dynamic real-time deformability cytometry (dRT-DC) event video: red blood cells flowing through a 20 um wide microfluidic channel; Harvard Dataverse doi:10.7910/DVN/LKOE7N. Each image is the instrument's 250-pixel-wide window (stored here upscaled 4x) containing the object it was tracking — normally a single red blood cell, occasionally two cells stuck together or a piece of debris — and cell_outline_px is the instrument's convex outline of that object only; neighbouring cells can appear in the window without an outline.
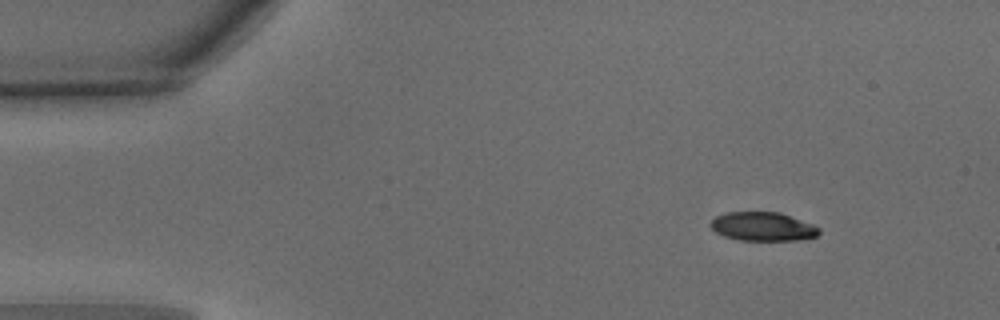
{"species": "common noctule bat (a hibernating species)", "species_latin": "Nyctalus noctula", "temperature_condition": "warm", "stored_images_in_passage": 10, "camera_frame_rate_fps": 3000, "um_per_image_px": 0.085, "animal": {"sex": "male", "body_mass_g": 15.6}, "frame": {"image": 1, "passage_image": 1, "time_ms": 0.0, "image_size_px": [1000, 320], "cell_outline_px": [[820, 232], [816, 236], [796, 240], [740, 240], [724, 236], [716, 232], [708, 224], [716, 216], [724, 212], [780, 212], [812, 224], [820, 228]], "centroid_in_image_um": [64.81, 19.25], "position_along_channel_um": 20.2, "area_um2": 18.15}}